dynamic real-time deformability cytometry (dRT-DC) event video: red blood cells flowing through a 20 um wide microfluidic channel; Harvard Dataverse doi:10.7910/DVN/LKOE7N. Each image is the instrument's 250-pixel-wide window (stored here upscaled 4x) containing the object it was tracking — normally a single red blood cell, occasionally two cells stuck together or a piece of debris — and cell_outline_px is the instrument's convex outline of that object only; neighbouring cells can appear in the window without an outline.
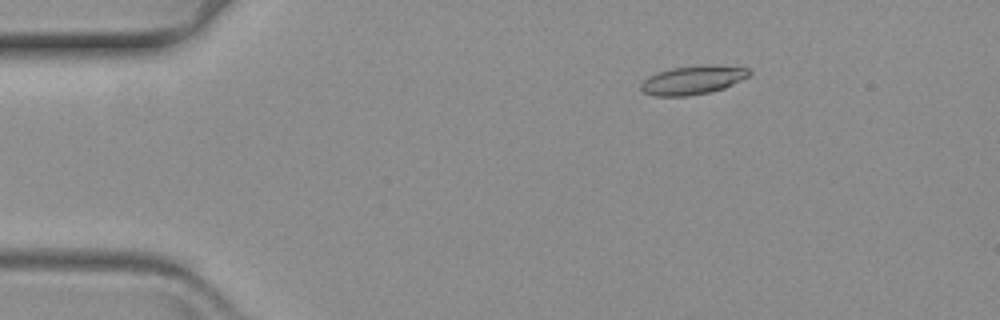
{"species": "common noctule bat (a hibernating species)", "species_latin": "Nyctalus noctula", "temperature_condition": "warm", "stored_images_in_passage": 16, "camera_frame_rate_fps": 3000, "um_per_image_px": 0.085, "animal": {"sex": "female", "body_mass_g": 19.3, "forearm_length_mm": 54.1}, "frame": {"image": 1, "passage_image": 6, "time_ms": 1.667, "image_size_px": [1000, 320], "cell_outline_px": [[752, 72], [748, 76], [724, 88], [712, 92], [688, 96], [652, 96], [644, 92], [640, 88], [640, 84], [648, 76], [656, 72], [672, 68], [748, 68]], "centroid_in_image_um": [58.77, 6.88], "position_along_channel_um": 26.2, "area_um2": 17.11}}
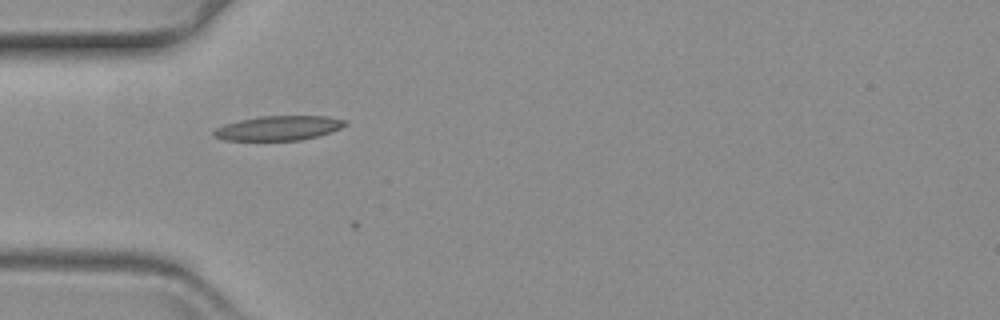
{"frame": {"image": 2, "passage_image": 15, "time_ms": 4.667, "image_size_px": [1000, 320], "cell_outline_px": [[348, 124], [332, 132], [320, 136], [300, 140], [224, 140], [212, 136], [212, 132], [216, 128], [224, 124], [240, 120], [260, 116], [328, 116], [348, 120]], "centroid_in_image_um": [23.71, 10.88], "position_along_channel_um": 61.3, "area_um2": 18.96}}